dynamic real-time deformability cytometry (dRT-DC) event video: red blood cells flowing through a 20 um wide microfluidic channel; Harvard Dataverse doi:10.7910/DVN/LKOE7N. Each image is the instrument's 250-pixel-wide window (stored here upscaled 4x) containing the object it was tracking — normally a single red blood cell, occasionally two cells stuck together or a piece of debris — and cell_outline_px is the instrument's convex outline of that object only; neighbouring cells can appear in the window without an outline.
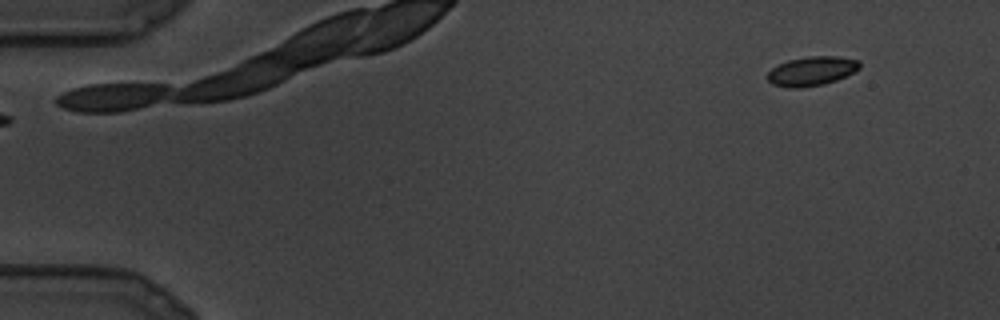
{"species": "common noctule bat (a hibernating species)", "species_latin": "Nyctalus noctula", "temperature_condition": "cold", "stored_images_in_passage": 6, "camera_frame_rate_fps": 3000, "um_per_image_px": 0.085, "animal": {"sex": "male", "body_mass_g": 19.5, "forearm_length_mm": 54.6}, "frame": {"image": 1, "passage_image": 1, "time_ms": 0.0, "image_size_px": [1000, 320], "cell_outline_px": [[860, 68], [836, 80], [824, 84], [800, 88], [788, 88], [772, 84], [768, 80], [768, 72], [772, 68], [788, 60], [812, 56], [836, 56], [860, 60]], "centroid_in_image_um": [68.99, 6.05], "position_along_channel_um": 16.0, "area_um2": 15.55}}